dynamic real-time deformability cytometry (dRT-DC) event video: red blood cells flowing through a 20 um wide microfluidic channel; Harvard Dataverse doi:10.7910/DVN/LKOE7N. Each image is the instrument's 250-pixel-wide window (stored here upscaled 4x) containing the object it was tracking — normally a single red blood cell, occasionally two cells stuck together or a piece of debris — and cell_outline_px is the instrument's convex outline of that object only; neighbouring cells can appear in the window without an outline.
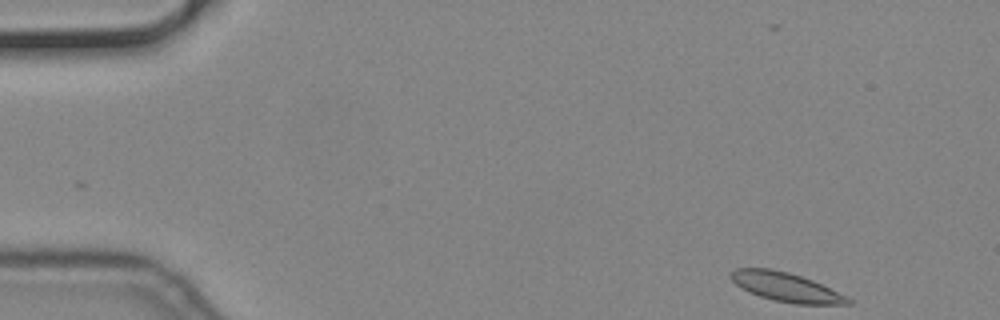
{"species": "common noctule bat (a hibernating species)", "species_latin": "Nyctalus noctula", "temperature_condition": "cold", "stored_images_in_passage": 52, "camera_frame_rate_fps": 3000, "um_per_image_px": 0.085, "animal": {"sex": "male", "body_mass_g": 19.2, "forearm_length_mm": 51.8}, "frame": {"image": 1, "passage_image": 1, "time_ms": 0.0, "image_size_px": [1000, 320], "cell_outline_px": [[852, 304], [796, 304], [776, 300], [760, 296], [748, 292], [740, 288], [728, 276], [736, 268], [772, 268], [788, 272], [812, 280], [852, 300]], "centroid_in_image_um": [66.75, 24.39], "position_along_channel_um": 18.3, "area_um2": 19.48}}
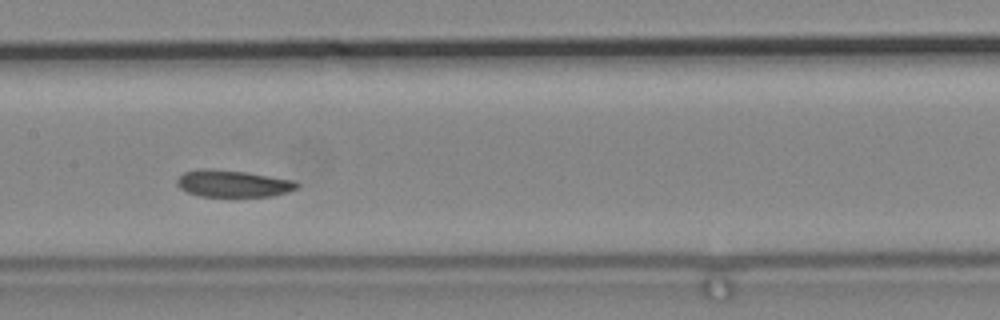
{"frame": {"image": 2, "passage_image": 24, "time_ms": 7.667, "image_size_px": [1000, 320], "cell_outline_px": [[300, 184], [296, 188], [288, 192], [272, 196], [200, 196], [188, 192], [180, 188], [176, 184], [176, 180], [184, 172], [248, 172], [296, 180]], "centroid_in_image_um": [19.93, 15.65], "position_along_channel_um": 187.5, "area_um2": 17.92}}
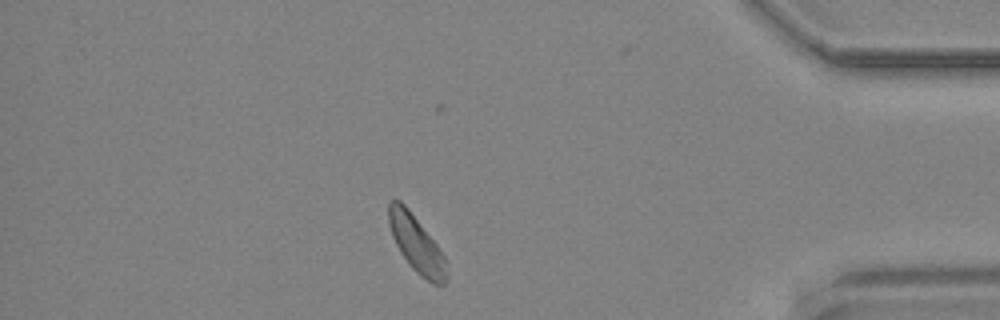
{"frame": {"image": 3, "passage_image": 45, "time_ms": 14.667, "image_size_px": [1000, 320], "cell_outline_px": [[448, 276], [444, 284], [440, 288], [432, 284], [420, 276], [412, 268], [400, 252], [392, 236], [388, 224], [388, 204], [392, 200], [400, 200], [408, 208], [436, 244], [444, 256], [448, 264]], "centroid_in_image_um": [35.42, 20.8], "position_along_channel_um": 399.8, "area_um2": 19.31}}